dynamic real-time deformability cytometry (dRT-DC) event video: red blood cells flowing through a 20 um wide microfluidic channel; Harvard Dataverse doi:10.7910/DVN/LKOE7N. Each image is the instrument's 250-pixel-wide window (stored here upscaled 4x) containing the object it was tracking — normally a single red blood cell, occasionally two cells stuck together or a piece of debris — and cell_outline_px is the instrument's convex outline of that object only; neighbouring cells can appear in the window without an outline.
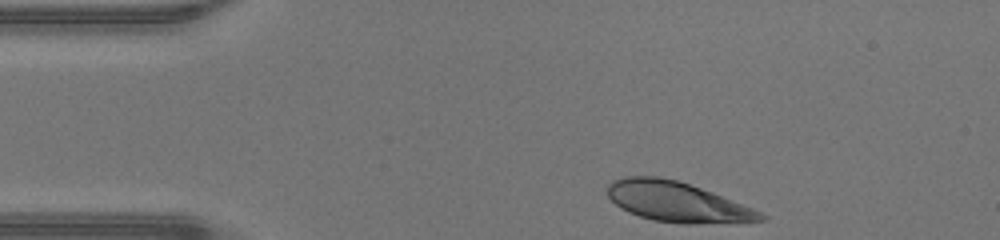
{"species": "human", "species_latin": "Homo sapiens", "temperature_condition": "warm", "stored_images_in_passage": 32, "camera_frame_rate_fps": 3000, "um_per_image_px": 0.085, "donor": {"sex": "male"}, "frame": {"image": 1, "passage_image": 1, "time_ms": 0.0, "image_size_px": [1000, 240], "cell_outline_px": [[768, 220], [696, 224], [684, 224], [652, 220], [628, 212], [620, 208], [608, 196], [608, 184], [612, 180], [624, 176], [660, 176], [676, 180], [712, 192], [752, 208], [768, 216]], "centroid_in_image_um": [57.53, 17.16], "position_along_channel_um": 27.5, "area_um2": 35.6}}
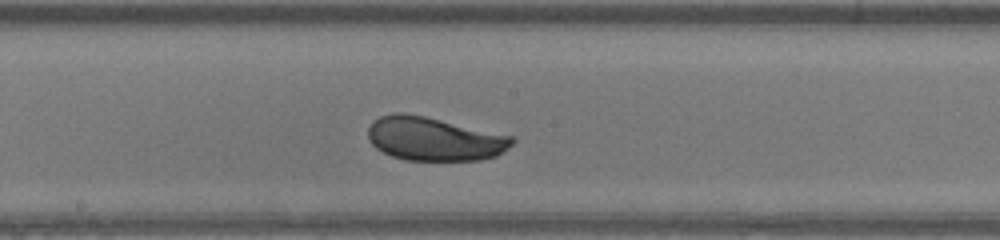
{"frame": {"image": 2, "passage_image": 18, "time_ms": 5.667, "image_size_px": [1000, 240], "cell_outline_px": [[516, 140], [508, 148], [496, 156], [480, 160], [404, 160], [392, 156], [376, 148], [368, 140], [368, 128], [372, 120], [380, 116], [396, 112], [404, 112], [424, 116], [516, 136]], "centroid_in_image_um": [36.91, 11.79], "position_along_channel_um": 211.3, "area_um2": 36.93}}
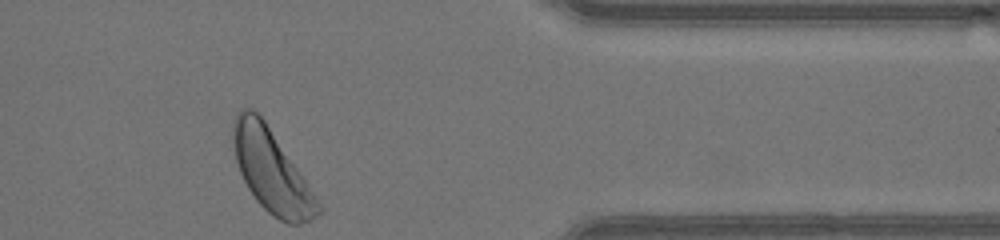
{"frame": {"image": 3, "passage_image": 32, "time_ms": 10.333, "image_size_px": [1000, 240], "cell_outline_px": [[324, 208], [312, 220], [300, 224], [288, 224], [280, 220], [268, 212], [256, 200], [248, 188], [240, 172], [236, 160], [232, 128], [232, 124], [236, 112], [240, 108], [252, 108], [264, 120], [300, 172]], "centroid_in_image_um": [23.08, 14.54], "position_along_channel_um": 388.3, "area_um2": 40.46}, "authors_computed_cell_mechanics": {"area_um2": 36.3562, "velocity_mm_per_s": 4.3026, "shape_relaxation_time_tau1_ms": 2.0683, "shape_relaxation_time_tau2_ms": null, "deformation_change_tau1": 0.0995, "deformation_change_tau2": null}}